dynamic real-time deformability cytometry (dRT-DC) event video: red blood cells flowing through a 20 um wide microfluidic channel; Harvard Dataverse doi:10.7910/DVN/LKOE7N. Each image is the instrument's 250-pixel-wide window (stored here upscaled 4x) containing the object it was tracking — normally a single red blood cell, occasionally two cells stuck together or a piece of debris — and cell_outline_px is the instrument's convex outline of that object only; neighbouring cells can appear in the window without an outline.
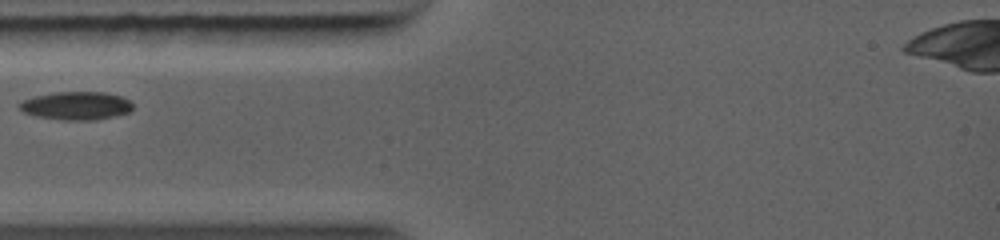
{"species": "common noctule bat (a hibernating species)", "species_latin": "Nyctalus noctula", "temperature_condition": "warm", "stored_images_in_passage": 26, "camera_frame_rate_fps": 5000, "um_per_image_px": 0.085, "animal": {"sex": "female", "body_mass_g": 19.0, "forearm_length_mm": 56.7}, "frame": {"image": 1, "passage_image": 1, "time_ms": 0.0, "image_size_px": [1000, 240], "cell_outline_px": [[132, 108], [128, 112], [96, 120], [64, 120], [36, 116], [24, 112], [16, 104], [32, 96], [56, 92], [104, 92], [120, 96], [128, 100], [132, 104]], "centroid_in_image_um": [6.44, 8.98], "position_along_channel_um": 78.6, "area_um2": 18.5}}
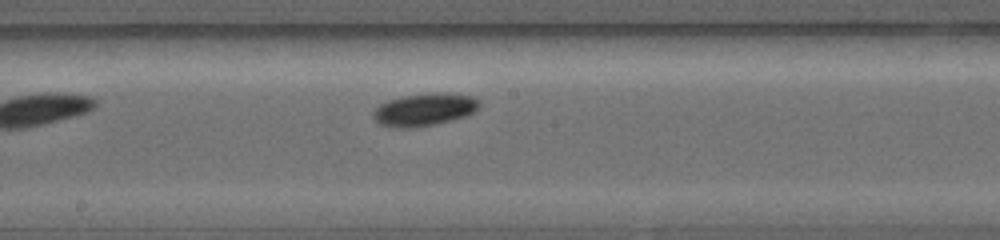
{"frame": {"image": 2, "passage_image": 8, "time_ms": 2.8, "image_size_px": [1000, 240], "cell_outline_px": [[480, 104], [472, 112], [464, 116], [452, 120], [416, 128], [396, 128], [380, 124], [372, 116], [372, 112], [380, 104], [388, 100], [400, 96], [432, 92], [436, 92], [472, 96], [480, 100]], "centroid_in_image_um": [36.03, 9.31], "position_along_channel_um": 212.2, "area_um2": 20.17}}
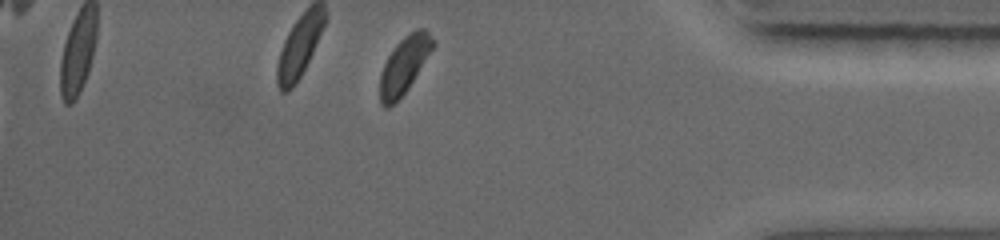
{"frame": {"image": 3, "passage_image": 24, "time_ms": 7.4, "image_size_px": [1000, 240], "cell_outline_px": [[436, 44], [408, 88], [388, 108], [384, 108], [380, 104], [380, 76], [384, 64], [388, 56], [396, 44], [404, 36], [416, 28], [424, 28], [436, 40]], "centroid_in_image_um": [34.38, 5.49], "position_along_channel_um": 400.8, "area_um2": 17.4}}